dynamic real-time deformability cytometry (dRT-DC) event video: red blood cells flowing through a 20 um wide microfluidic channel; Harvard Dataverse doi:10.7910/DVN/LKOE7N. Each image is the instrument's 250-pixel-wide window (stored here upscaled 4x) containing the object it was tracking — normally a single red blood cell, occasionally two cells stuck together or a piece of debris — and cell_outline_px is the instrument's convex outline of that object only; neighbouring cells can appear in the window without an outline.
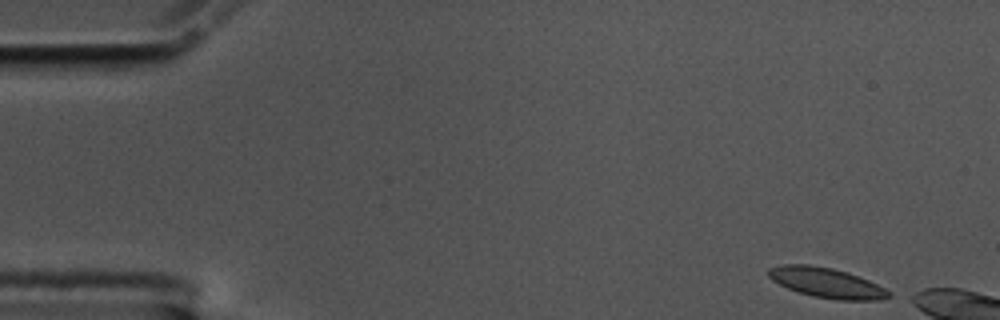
{"species": "common noctule bat (a hibernating species)", "species_latin": "Nyctalus noctula", "temperature_condition": "cold", "stored_images_in_passage": 4, "camera_frame_rate_fps": 3000, "um_per_image_px": 0.085, "animal": {"sex": "male", "body_mass_g": 17.5, "forearm_length_mm": 52.3}, "frame": {"image": 1, "passage_image": 1, "time_ms": 0.0, "image_size_px": [1000, 320], "cell_outline_px": [[892, 296], [880, 300], [836, 300], [812, 296], [788, 288], [772, 280], [768, 276], [768, 268], [784, 264], [808, 264], [832, 268], [848, 272], [868, 280], [892, 292]], "centroid_in_image_um": [70.28, 24.03], "position_along_channel_um": 14.7, "area_um2": 21.04}}